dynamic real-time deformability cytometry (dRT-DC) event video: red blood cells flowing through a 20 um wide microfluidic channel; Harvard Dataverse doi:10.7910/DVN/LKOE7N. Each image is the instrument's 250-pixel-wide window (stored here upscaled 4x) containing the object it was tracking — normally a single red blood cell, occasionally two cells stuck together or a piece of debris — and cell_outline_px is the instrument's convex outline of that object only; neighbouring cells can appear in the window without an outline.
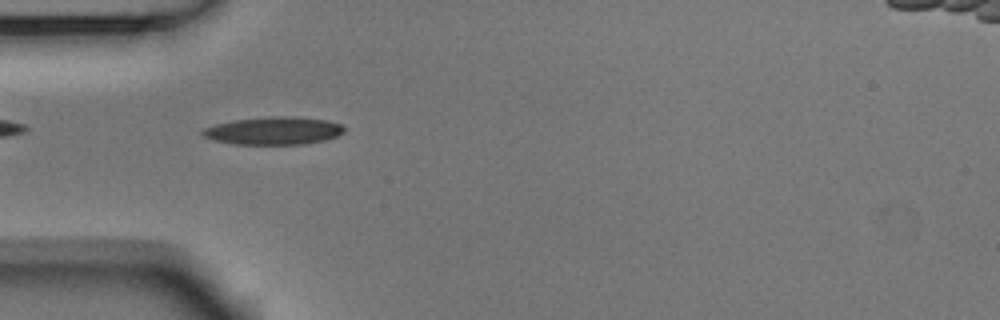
{"species": "Egyptian fruit bat (a non-hibernating species)", "species_latin": "Rousettus aegyptiacus", "temperature_condition": "room temperature", "stored_images_in_passage": 41, "camera_frame_rate_fps": 3000, "um_per_image_px": 0.085, "animal": {"sex": "male"}, "frame": {"image": 1, "passage_image": 3, "time_ms": 0.667, "image_size_px": [1000, 320], "cell_outline_px": [[344, 132], [336, 136], [324, 140], [304, 144], [236, 144], [212, 140], [204, 136], [200, 132], [204, 128], [216, 124], [232, 120], [268, 116], [296, 116], [328, 120], [340, 124], [344, 128]], "centroid_in_image_um": [23.25, 11.1], "position_along_channel_um": 61.8, "area_um2": 23.0}}
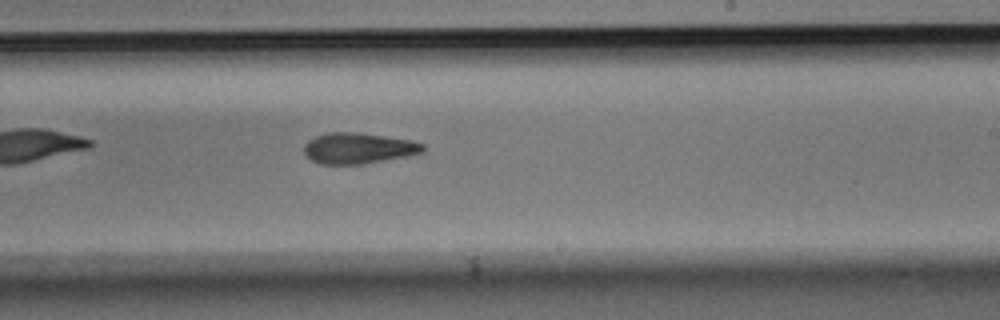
{"frame": {"image": 2, "passage_image": 19, "time_ms": 6.0, "image_size_px": [1000, 320], "cell_outline_px": [[424, 152], [364, 164], [320, 164], [304, 156], [304, 144], [308, 140], [316, 136], [328, 132], [356, 132], [384, 136], [408, 140], [424, 144]], "centroid_in_image_um": [30.4, 12.6], "position_along_channel_um": 258.6, "area_um2": 21.27}}
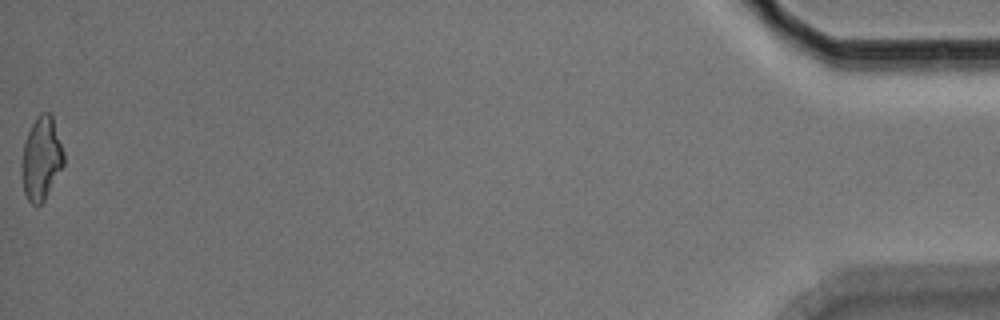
{"frame": {"image": 3, "passage_image": 41, "time_ms": 13.333, "image_size_px": [1000, 320], "cell_outline_px": [[64, 164], [44, 200], [40, 204], [32, 204], [28, 200], [24, 192], [20, 164], [24, 144], [28, 132], [32, 124], [40, 112], [48, 112], [52, 116], [64, 152]], "centroid_in_image_um": [3.5, 13.47], "position_along_channel_um": 431.7, "area_um2": 20.23}, "authors_computed_cell_mechanics": {"area_um2": 21.4438, "velocity_mm_per_s": 3.7092, "shape_relaxation_time_tau1_ms": 10.5043, "shape_relaxation_time_tau2_ms": 7.4198, "deformation_change_tau1": 0.2079, "deformation_change_tau2": 0.1779}}